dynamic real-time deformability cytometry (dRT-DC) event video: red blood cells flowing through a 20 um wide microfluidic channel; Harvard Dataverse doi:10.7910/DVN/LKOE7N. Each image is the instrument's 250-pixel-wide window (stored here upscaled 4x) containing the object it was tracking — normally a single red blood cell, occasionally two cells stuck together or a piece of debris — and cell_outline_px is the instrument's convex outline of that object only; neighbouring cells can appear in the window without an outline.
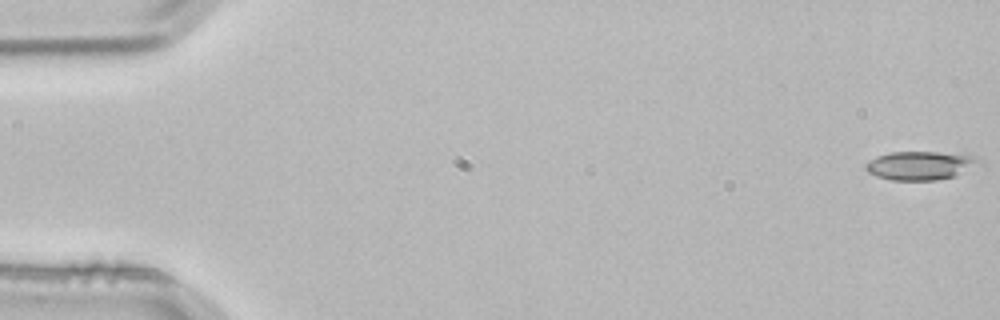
{"species": "common noctule bat (a hibernating species)", "species_latin": "Nyctalus noctula", "temperature_condition": "room temperature", "stored_images_in_passage": 4, "camera_frame_rate_fps": 3000, "um_per_image_px": 0.085, "animal": {"sex": "male", "body_mass_g": 21.5, "forearm_length_mm": 52.0}, "frame": {"image": 1, "passage_image": 1, "time_ms": 0.0, "image_size_px": [1000, 320], "cell_outline_px": [[984, 164], [956, 176], [936, 180], [892, 180], [876, 176], [868, 172], [864, 168], [864, 164], [868, 160], [876, 156], [892, 152], [940, 152], [972, 156], [980, 160]], "centroid_in_image_um": [78.24, 14.07], "position_along_channel_um": 6.8, "area_um2": 19.13}}
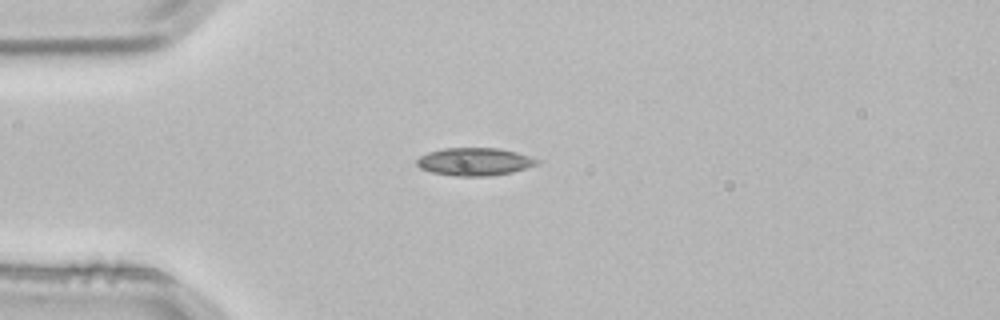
{"frame": {"image": 2, "passage_image": 4, "time_ms": 1.0, "image_size_px": [1000, 320], "cell_outline_px": [[540, 160], [536, 164], [512, 172], [488, 176], [452, 176], [432, 172], [420, 168], [416, 164], [416, 160], [420, 156], [428, 152], [444, 148], [500, 148], [516, 152]], "centroid_in_image_um": [40.29, 13.74], "position_along_channel_um": 44.7, "area_um2": 19.36}}